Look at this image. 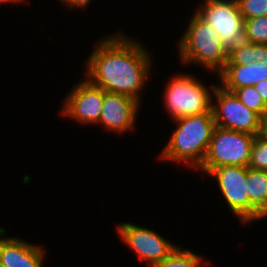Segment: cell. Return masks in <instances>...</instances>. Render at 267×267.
I'll return each instance as SVG.
<instances>
[{
	"label": "cell",
	"mask_w": 267,
	"mask_h": 267,
	"mask_svg": "<svg viewBox=\"0 0 267 267\" xmlns=\"http://www.w3.org/2000/svg\"><path fill=\"white\" fill-rule=\"evenodd\" d=\"M59 1L63 2V4L65 3L70 8L80 7L85 9L91 0H59Z\"/></svg>",
	"instance_id": "cell-22"
},
{
	"label": "cell",
	"mask_w": 267,
	"mask_h": 267,
	"mask_svg": "<svg viewBox=\"0 0 267 267\" xmlns=\"http://www.w3.org/2000/svg\"><path fill=\"white\" fill-rule=\"evenodd\" d=\"M164 93L165 107L173 120L212 110L211 92L192 75L173 77Z\"/></svg>",
	"instance_id": "cell-4"
},
{
	"label": "cell",
	"mask_w": 267,
	"mask_h": 267,
	"mask_svg": "<svg viewBox=\"0 0 267 267\" xmlns=\"http://www.w3.org/2000/svg\"><path fill=\"white\" fill-rule=\"evenodd\" d=\"M234 94L248 109L256 112L262 119L266 116L267 105L254 86L238 88Z\"/></svg>",
	"instance_id": "cell-16"
},
{
	"label": "cell",
	"mask_w": 267,
	"mask_h": 267,
	"mask_svg": "<svg viewBox=\"0 0 267 267\" xmlns=\"http://www.w3.org/2000/svg\"><path fill=\"white\" fill-rule=\"evenodd\" d=\"M255 62L267 64V44H256Z\"/></svg>",
	"instance_id": "cell-21"
},
{
	"label": "cell",
	"mask_w": 267,
	"mask_h": 267,
	"mask_svg": "<svg viewBox=\"0 0 267 267\" xmlns=\"http://www.w3.org/2000/svg\"><path fill=\"white\" fill-rule=\"evenodd\" d=\"M254 87L260 93L264 100V103L267 105V79L259 81L254 85Z\"/></svg>",
	"instance_id": "cell-23"
},
{
	"label": "cell",
	"mask_w": 267,
	"mask_h": 267,
	"mask_svg": "<svg viewBox=\"0 0 267 267\" xmlns=\"http://www.w3.org/2000/svg\"><path fill=\"white\" fill-rule=\"evenodd\" d=\"M22 1H25V0H0V3L3 4V3H20Z\"/></svg>",
	"instance_id": "cell-25"
},
{
	"label": "cell",
	"mask_w": 267,
	"mask_h": 267,
	"mask_svg": "<svg viewBox=\"0 0 267 267\" xmlns=\"http://www.w3.org/2000/svg\"><path fill=\"white\" fill-rule=\"evenodd\" d=\"M105 91L87 79L74 85L66 96L62 113L83 124H98Z\"/></svg>",
	"instance_id": "cell-10"
},
{
	"label": "cell",
	"mask_w": 267,
	"mask_h": 267,
	"mask_svg": "<svg viewBox=\"0 0 267 267\" xmlns=\"http://www.w3.org/2000/svg\"><path fill=\"white\" fill-rule=\"evenodd\" d=\"M216 178L219 189L232 213L244 223H249V198L247 167L221 166L213 168L208 176Z\"/></svg>",
	"instance_id": "cell-9"
},
{
	"label": "cell",
	"mask_w": 267,
	"mask_h": 267,
	"mask_svg": "<svg viewBox=\"0 0 267 267\" xmlns=\"http://www.w3.org/2000/svg\"><path fill=\"white\" fill-rule=\"evenodd\" d=\"M255 58L256 44L244 41L228 52V61L226 64L247 65L254 62Z\"/></svg>",
	"instance_id": "cell-19"
},
{
	"label": "cell",
	"mask_w": 267,
	"mask_h": 267,
	"mask_svg": "<svg viewBox=\"0 0 267 267\" xmlns=\"http://www.w3.org/2000/svg\"><path fill=\"white\" fill-rule=\"evenodd\" d=\"M116 229L123 243L130 246L149 267L167 258L178 247L157 232L132 223H121Z\"/></svg>",
	"instance_id": "cell-8"
},
{
	"label": "cell",
	"mask_w": 267,
	"mask_h": 267,
	"mask_svg": "<svg viewBox=\"0 0 267 267\" xmlns=\"http://www.w3.org/2000/svg\"><path fill=\"white\" fill-rule=\"evenodd\" d=\"M200 8L196 13L216 30L228 52L245 41V19L239 11L236 0H205Z\"/></svg>",
	"instance_id": "cell-7"
},
{
	"label": "cell",
	"mask_w": 267,
	"mask_h": 267,
	"mask_svg": "<svg viewBox=\"0 0 267 267\" xmlns=\"http://www.w3.org/2000/svg\"><path fill=\"white\" fill-rule=\"evenodd\" d=\"M261 135L264 136L267 139V114L262 119V132Z\"/></svg>",
	"instance_id": "cell-24"
},
{
	"label": "cell",
	"mask_w": 267,
	"mask_h": 267,
	"mask_svg": "<svg viewBox=\"0 0 267 267\" xmlns=\"http://www.w3.org/2000/svg\"><path fill=\"white\" fill-rule=\"evenodd\" d=\"M0 228V262L4 267H42L45 251L40 246L17 238H5Z\"/></svg>",
	"instance_id": "cell-12"
},
{
	"label": "cell",
	"mask_w": 267,
	"mask_h": 267,
	"mask_svg": "<svg viewBox=\"0 0 267 267\" xmlns=\"http://www.w3.org/2000/svg\"><path fill=\"white\" fill-rule=\"evenodd\" d=\"M254 138L248 133L216 126L205 159L198 169L208 174L213 168L221 166L248 167Z\"/></svg>",
	"instance_id": "cell-5"
},
{
	"label": "cell",
	"mask_w": 267,
	"mask_h": 267,
	"mask_svg": "<svg viewBox=\"0 0 267 267\" xmlns=\"http://www.w3.org/2000/svg\"><path fill=\"white\" fill-rule=\"evenodd\" d=\"M202 259L190 250L178 246L167 258L154 263L151 267H201Z\"/></svg>",
	"instance_id": "cell-15"
},
{
	"label": "cell",
	"mask_w": 267,
	"mask_h": 267,
	"mask_svg": "<svg viewBox=\"0 0 267 267\" xmlns=\"http://www.w3.org/2000/svg\"><path fill=\"white\" fill-rule=\"evenodd\" d=\"M139 106L127 96L105 91L99 123L111 132L130 131L134 129Z\"/></svg>",
	"instance_id": "cell-11"
},
{
	"label": "cell",
	"mask_w": 267,
	"mask_h": 267,
	"mask_svg": "<svg viewBox=\"0 0 267 267\" xmlns=\"http://www.w3.org/2000/svg\"><path fill=\"white\" fill-rule=\"evenodd\" d=\"M120 33L100 41L86 60L87 80L104 91L140 102L148 79L151 58L136 40Z\"/></svg>",
	"instance_id": "cell-1"
},
{
	"label": "cell",
	"mask_w": 267,
	"mask_h": 267,
	"mask_svg": "<svg viewBox=\"0 0 267 267\" xmlns=\"http://www.w3.org/2000/svg\"><path fill=\"white\" fill-rule=\"evenodd\" d=\"M185 33L179 39L181 62L198 63L219 74L228 61V51L216 30L203 21L195 12L188 23Z\"/></svg>",
	"instance_id": "cell-3"
},
{
	"label": "cell",
	"mask_w": 267,
	"mask_h": 267,
	"mask_svg": "<svg viewBox=\"0 0 267 267\" xmlns=\"http://www.w3.org/2000/svg\"><path fill=\"white\" fill-rule=\"evenodd\" d=\"M249 223L267 216V171L247 167Z\"/></svg>",
	"instance_id": "cell-14"
},
{
	"label": "cell",
	"mask_w": 267,
	"mask_h": 267,
	"mask_svg": "<svg viewBox=\"0 0 267 267\" xmlns=\"http://www.w3.org/2000/svg\"><path fill=\"white\" fill-rule=\"evenodd\" d=\"M248 168L267 171V139L261 134L253 140Z\"/></svg>",
	"instance_id": "cell-18"
},
{
	"label": "cell",
	"mask_w": 267,
	"mask_h": 267,
	"mask_svg": "<svg viewBox=\"0 0 267 267\" xmlns=\"http://www.w3.org/2000/svg\"><path fill=\"white\" fill-rule=\"evenodd\" d=\"M211 92L216 98L212 104L213 117L217 127L244 132L253 136L262 132V118L248 109L234 94L221 85H212Z\"/></svg>",
	"instance_id": "cell-6"
},
{
	"label": "cell",
	"mask_w": 267,
	"mask_h": 267,
	"mask_svg": "<svg viewBox=\"0 0 267 267\" xmlns=\"http://www.w3.org/2000/svg\"><path fill=\"white\" fill-rule=\"evenodd\" d=\"M177 127L166 144L161 159L199 168L206 156L216 123L213 110L174 120Z\"/></svg>",
	"instance_id": "cell-2"
},
{
	"label": "cell",
	"mask_w": 267,
	"mask_h": 267,
	"mask_svg": "<svg viewBox=\"0 0 267 267\" xmlns=\"http://www.w3.org/2000/svg\"><path fill=\"white\" fill-rule=\"evenodd\" d=\"M222 87L230 92L238 88L254 86L256 83L267 79V64L252 62L247 65L226 64L218 74Z\"/></svg>",
	"instance_id": "cell-13"
},
{
	"label": "cell",
	"mask_w": 267,
	"mask_h": 267,
	"mask_svg": "<svg viewBox=\"0 0 267 267\" xmlns=\"http://www.w3.org/2000/svg\"><path fill=\"white\" fill-rule=\"evenodd\" d=\"M243 18L267 16V0H236Z\"/></svg>",
	"instance_id": "cell-20"
},
{
	"label": "cell",
	"mask_w": 267,
	"mask_h": 267,
	"mask_svg": "<svg viewBox=\"0 0 267 267\" xmlns=\"http://www.w3.org/2000/svg\"><path fill=\"white\" fill-rule=\"evenodd\" d=\"M245 41L254 44H267V16L244 21Z\"/></svg>",
	"instance_id": "cell-17"
}]
</instances>
